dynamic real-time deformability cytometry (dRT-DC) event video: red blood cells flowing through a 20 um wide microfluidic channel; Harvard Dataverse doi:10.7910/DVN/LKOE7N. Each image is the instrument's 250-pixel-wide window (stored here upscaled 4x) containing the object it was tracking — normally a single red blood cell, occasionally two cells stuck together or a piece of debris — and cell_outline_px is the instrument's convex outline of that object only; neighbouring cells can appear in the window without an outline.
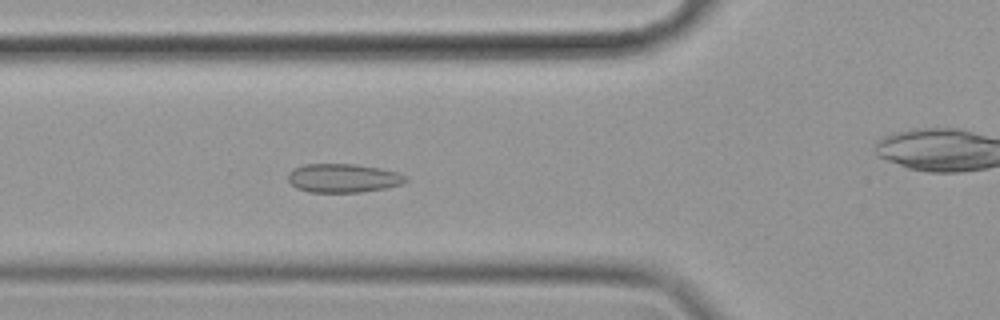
{"species": "common noctule bat (a hibernating species)", "species_latin": "Nyctalus noctula", "temperature_condition": "cold", "stored_images_in_passage": 58, "camera_frame_rate_fps": 3000, "um_per_image_px": 0.085, "animal": {"sex": "female", "body_mass_g": 19.9}, "frame": {"image": 1, "passage_image": 20, "time_ms": 6.333, "image_size_px": [1000, 320], "cell_outline_px": [[408, 180], [404, 184], [384, 188], [360, 192], [308, 192], [296, 188], [288, 180], [288, 172], [292, 168], [304, 164], [356, 164], [380, 168], [396, 172], [408, 176]], "centroid_in_image_um": [29.16, 15.13], "position_along_channel_um": 96.6, "area_um2": 19.88}}
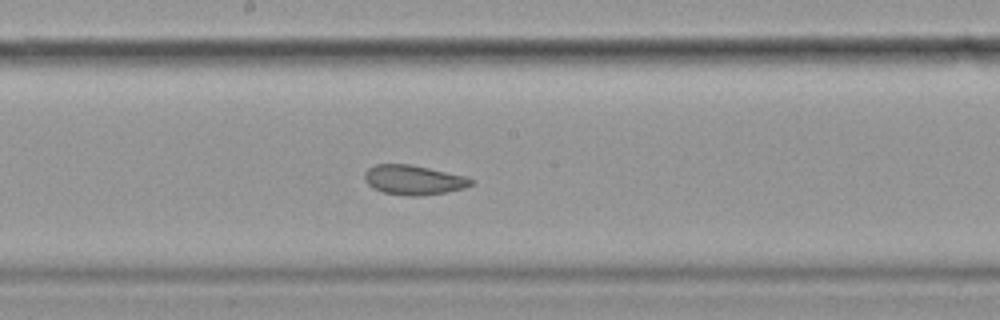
{"frame": {"image": 2, "passage_image": 30, "time_ms": 9.667, "image_size_px": [1000, 320], "cell_outline_px": [[476, 180], [472, 184], [464, 188], [444, 192], [420, 196], [408, 196], [384, 192], [372, 188], [364, 180], [364, 172], [368, 168], [376, 164], [412, 164], [468, 176]], "centroid_in_image_um": [35.17, 15.28], "position_along_channel_um": 213.0, "area_um2": 18.61}}
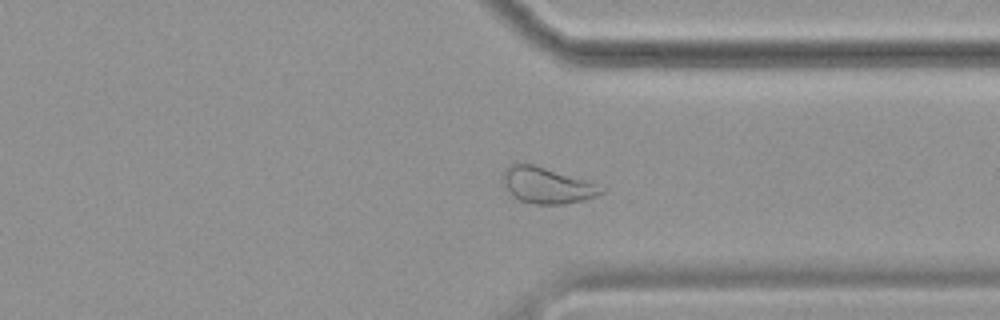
{"frame": {"image": 3, "passage_image": 43, "time_ms": 14.0, "image_size_px": [1000, 320], "cell_outline_px": [[608, 188], [604, 192], [596, 196], [584, 200], [564, 204], [536, 204], [520, 200], [512, 196], [504, 184], [504, 168], [512, 164], [532, 164], [584, 180]], "centroid_in_image_um": [46.52, 15.77], "position_along_channel_um": 364.9, "area_um2": 20.29}, "authors_computed_cell_mechanics": {"area_um2": 22.3397, "velocity_mm_per_s": 3.49, "shape_relaxation_time_tau1_ms": null, "shape_relaxation_time_tau2_ms": 1.9878, "deformation_change_tau1": null, "deformation_change_tau2": 0.0653}}